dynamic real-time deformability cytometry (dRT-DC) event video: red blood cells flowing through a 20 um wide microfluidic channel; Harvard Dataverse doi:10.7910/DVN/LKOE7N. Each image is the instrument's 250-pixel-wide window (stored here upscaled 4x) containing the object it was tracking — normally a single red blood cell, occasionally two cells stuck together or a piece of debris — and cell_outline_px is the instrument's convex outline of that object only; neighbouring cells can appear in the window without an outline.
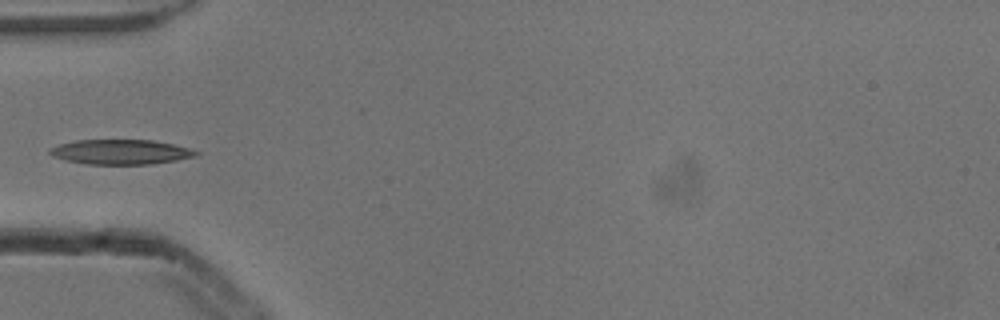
{"species": "common noctule bat (a hibernating species)", "species_latin": "Nyctalus noctula", "temperature_condition": "cold", "stored_images_in_passage": 6, "camera_frame_rate_fps": 3000, "um_per_image_px": 0.085, "animal": {"sex": "male", "body_mass_g": 13.3}, "frame": {"image": 1, "passage_image": 5, "time_ms": 1.333, "image_size_px": [1000, 320], "cell_outline_px": [[200, 152], [196, 156], [176, 160], [152, 164], [88, 164], [64, 160], [52, 156], [48, 152], [48, 148], [60, 144], [76, 140], [152, 140], [172, 144], [188, 148]], "centroid_in_image_um": [10.22, 12.91], "position_along_channel_um": 74.8, "area_um2": 21.1}}
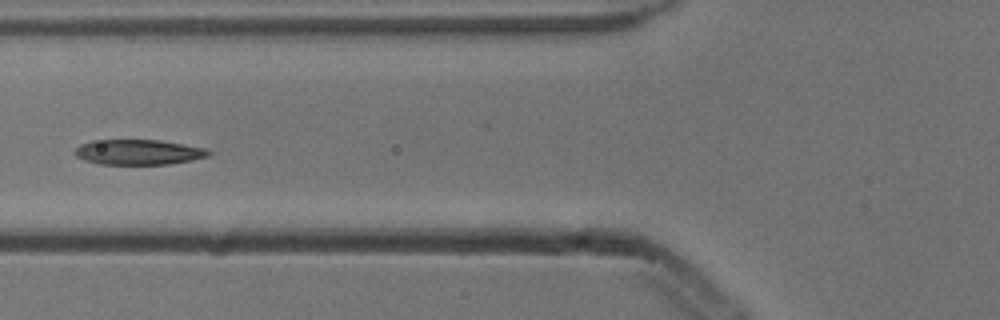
{"frame": {"image": 2, "passage_image": 6, "time_ms": 1.667, "image_size_px": [1000, 320], "cell_outline_px": [[212, 152], [208, 156], [192, 160], [168, 164], [100, 164], [84, 160], [76, 156], [72, 152], [80, 144], [92, 140], [160, 140], [208, 148]], "centroid_in_image_um": [11.77, 12.92], "position_along_channel_um": 114.0, "area_um2": 19.77}}